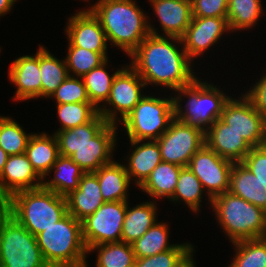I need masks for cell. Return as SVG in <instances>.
Segmentation results:
<instances>
[{"label":"cell","instance_id":"cell-1","mask_svg":"<svg viewBox=\"0 0 266 267\" xmlns=\"http://www.w3.org/2000/svg\"><path fill=\"white\" fill-rule=\"evenodd\" d=\"M172 42L183 45L181 38L149 34L129 55L132 60L129 65L145 86L150 83L175 91L198 78L193 74V62L184 48Z\"/></svg>","mask_w":266,"mask_h":267},{"label":"cell","instance_id":"cell-2","mask_svg":"<svg viewBox=\"0 0 266 267\" xmlns=\"http://www.w3.org/2000/svg\"><path fill=\"white\" fill-rule=\"evenodd\" d=\"M88 9L99 19L107 41L128 56L149 34L160 35L133 0H98Z\"/></svg>","mask_w":266,"mask_h":267},{"label":"cell","instance_id":"cell-3","mask_svg":"<svg viewBox=\"0 0 266 267\" xmlns=\"http://www.w3.org/2000/svg\"><path fill=\"white\" fill-rule=\"evenodd\" d=\"M3 208L35 237L68 214L66 197L43 186L14 193Z\"/></svg>","mask_w":266,"mask_h":267},{"label":"cell","instance_id":"cell-4","mask_svg":"<svg viewBox=\"0 0 266 267\" xmlns=\"http://www.w3.org/2000/svg\"><path fill=\"white\" fill-rule=\"evenodd\" d=\"M49 267H86L88 250L82 237V222L67 214L36 236Z\"/></svg>","mask_w":266,"mask_h":267},{"label":"cell","instance_id":"cell-5","mask_svg":"<svg viewBox=\"0 0 266 267\" xmlns=\"http://www.w3.org/2000/svg\"><path fill=\"white\" fill-rule=\"evenodd\" d=\"M217 220L231 243L265 238L266 211L226 191L212 199Z\"/></svg>","mask_w":266,"mask_h":267},{"label":"cell","instance_id":"cell-6","mask_svg":"<svg viewBox=\"0 0 266 267\" xmlns=\"http://www.w3.org/2000/svg\"><path fill=\"white\" fill-rule=\"evenodd\" d=\"M175 92L178 93V96L173 97L175 118L204 132L221 117L224 106L230 99L223 90L220 91L213 84L202 82L199 78ZM182 95L188 98L185 110L180 104Z\"/></svg>","mask_w":266,"mask_h":267},{"label":"cell","instance_id":"cell-7","mask_svg":"<svg viewBox=\"0 0 266 267\" xmlns=\"http://www.w3.org/2000/svg\"><path fill=\"white\" fill-rule=\"evenodd\" d=\"M0 267H49L36 237L3 207L0 210Z\"/></svg>","mask_w":266,"mask_h":267},{"label":"cell","instance_id":"cell-8","mask_svg":"<svg viewBox=\"0 0 266 267\" xmlns=\"http://www.w3.org/2000/svg\"><path fill=\"white\" fill-rule=\"evenodd\" d=\"M175 118L174 101L171 98H157L146 94L133 110L121 121L129 140H157Z\"/></svg>","mask_w":266,"mask_h":267},{"label":"cell","instance_id":"cell-9","mask_svg":"<svg viewBox=\"0 0 266 267\" xmlns=\"http://www.w3.org/2000/svg\"><path fill=\"white\" fill-rule=\"evenodd\" d=\"M127 203L105 202L82 221V237L87 250L92 246L121 241Z\"/></svg>","mask_w":266,"mask_h":267},{"label":"cell","instance_id":"cell-10","mask_svg":"<svg viewBox=\"0 0 266 267\" xmlns=\"http://www.w3.org/2000/svg\"><path fill=\"white\" fill-rule=\"evenodd\" d=\"M156 141L163 162L187 167L193 155L205 144V132L174 118Z\"/></svg>","mask_w":266,"mask_h":267},{"label":"cell","instance_id":"cell-11","mask_svg":"<svg viewBox=\"0 0 266 267\" xmlns=\"http://www.w3.org/2000/svg\"><path fill=\"white\" fill-rule=\"evenodd\" d=\"M145 83L138 73L129 65L122 67L116 74L110 94L105 102L98 109V113L108 122L117 125V117L120 112L122 121L137 105L140 99L144 96L141 93ZM111 108H106L107 105ZM104 106V107H103ZM113 107V108H112ZM117 115V116H116ZM117 118V119H116Z\"/></svg>","mask_w":266,"mask_h":267},{"label":"cell","instance_id":"cell-12","mask_svg":"<svg viewBox=\"0 0 266 267\" xmlns=\"http://www.w3.org/2000/svg\"><path fill=\"white\" fill-rule=\"evenodd\" d=\"M233 162L222 158L204 144L191 158L187 168L200 180L207 190L208 201L229 191Z\"/></svg>","mask_w":266,"mask_h":267},{"label":"cell","instance_id":"cell-13","mask_svg":"<svg viewBox=\"0 0 266 267\" xmlns=\"http://www.w3.org/2000/svg\"><path fill=\"white\" fill-rule=\"evenodd\" d=\"M240 99L230 97L220 119L241 135L251 147L265 145L266 119L244 93Z\"/></svg>","mask_w":266,"mask_h":267},{"label":"cell","instance_id":"cell-14","mask_svg":"<svg viewBox=\"0 0 266 267\" xmlns=\"http://www.w3.org/2000/svg\"><path fill=\"white\" fill-rule=\"evenodd\" d=\"M117 125L107 123L90 142L80 146L77 151L70 156L84 173L96 172L103 165L113 161L112 152L116 147Z\"/></svg>","mask_w":266,"mask_h":267},{"label":"cell","instance_id":"cell-15","mask_svg":"<svg viewBox=\"0 0 266 267\" xmlns=\"http://www.w3.org/2000/svg\"><path fill=\"white\" fill-rule=\"evenodd\" d=\"M227 18L223 17H192L184 36L182 47L192 60L204 54L208 48L221 39L224 32H229Z\"/></svg>","mask_w":266,"mask_h":267},{"label":"cell","instance_id":"cell-16","mask_svg":"<svg viewBox=\"0 0 266 267\" xmlns=\"http://www.w3.org/2000/svg\"><path fill=\"white\" fill-rule=\"evenodd\" d=\"M68 41L76 47L94 52L107 51V37L99 19L90 9L81 10L68 19Z\"/></svg>","mask_w":266,"mask_h":267},{"label":"cell","instance_id":"cell-17","mask_svg":"<svg viewBox=\"0 0 266 267\" xmlns=\"http://www.w3.org/2000/svg\"><path fill=\"white\" fill-rule=\"evenodd\" d=\"M42 184L43 179L36 173L25 153L8 156L0 176V201L3 203L18 191L36 189L42 187Z\"/></svg>","mask_w":266,"mask_h":267},{"label":"cell","instance_id":"cell-18","mask_svg":"<svg viewBox=\"0 0 266 267\" xmlns=\"http://www.w3.org/2000/svg\"><path fill=\"white\" fill-rule=\"evenodd\" d=\"M205 144L216 154L233 163H240L251 146L220 118L205 132Z\"/></svg>","mask_w":266,"mask_h":267},{"label":"cell","instance_id":"cell-19","mask_svg":"<svg viewBox=\"0 0 266 267\" xmlns=\"http://www.w3.org/2000/svg\"><path fill=\"white\" fill-rule=\"evenodd\" d=\"M8 71L9 80L17 86L14 101L41 97L39 49L34 56L25 55L14 60Z\"/></svg>","mask_w":266,"mask_h":267},{"label":"cell","instance_id":"cell-20","mask_svg":"<svg viewBox=\"0 0 266 267\" xmlns=\"http://www.w3.org/2000/svg\"><path fill=\"white\" fill-rule=\"evenodd\" d=\"M65 197L68 213L80 222L105 203L97 175L94 172L84 173L80 179L79 188L71 191Z\"/></svg>","mask_w":266,"mask_h":267},{"label":"cell","instance_id":"cell-21","mask_svg":"<svg viewBox=\"0 0 266 267\" xmlns=\"http://www.w3.org/2000/svg\"><path fill=\"white\" fill-rule=\"evenodd\" d=\"M167 37L182 38L191 23V0H149Z\"/></svg>","mask_w":266,"mask_h":267},{"label":"cell","instance_id":"cell-22","mask_svg":"<svg viewBox=\"0 0 266 267\" xmlns=\"http://www.w3.org/2000/svg\"><path fill=\"white\" fill-rule=\"evenodd\" d=\"M129 142L135 149L128 157V166L125 164L124 167L130 180L135 179V184L140 187L162 162L160 147L156 140L146 142L129 140Z\"/></svg>","mask_w":266,"mask_h":267},{"label":"cell","instance_id":"cell-23","mask_svg":"<svg viewBox=\"0 0 266 267\" xmlns=\"http://www.w3.org/2000/svg\"><path fill=\"white\" fill-rule=\"evenodd\" d=\"M25 154L36 173L44 180L60 155L55 134L32 133Z\"/></svg>","mask_w":266,"mask_h":267},{"label":"cell","instance_id":"cell-24","mask_svg":"<svg viewBox=\"0 0 266 267\" xmlns=\"http://www.w3.org/2000/svg\"><path fill=\"white\" fill-rule=\"evenodd\" d=\"M229 192L266 211V186L241 162L233 164Z\"/></svg>","mask_w":266,"mask_h":267},{"label":"cell","instance_id":"cell-25","mask_svg":"<svg viewBox=\"0 0 266 267\" xmlns=\"http://www.w3.org/2000/svg\"><path fill=\"white\" fill-rule=\"evenodd\" d=\"M97 175L104 202L128 201L130 178L123 164L112 161L94 172Z\"/></svg>","mask_w":266,"mask_h":267},{"label":"cell","instance_id":"cell-26","mask_svg":"<svg viewBox=\"0 0 266 267\" xmlns=\"http://www.w3.org/2000/svg\"><path fill=\"white\" fill-rule=\"evenodd\" d=\"M157 205L154 201L138 204L129 208L125 214L121 241L132 244L156 223Z\"/></svg>","mask_w":266,"mask_h":267},{"label":"cell","instance_id":"cell-27","mask_svg":"<svg viewBox=\"0 0 266 267\" xmlns=\"http://www.w3.org/2000/svg\"><path fill=\"white\" fill-rule=\"evenodd\" d=\"M108 122L98 113L90 122L71 129L57 131L55 136L58 142L59 154L70 157L77 149L90 142Z\"/></svg>","mask_w":266,"mask_h":267},{"label":"cell","instance_id":"cell-28","mask_svg":"<svg viewBox=\"0 0 266 267\" xmlns=\"http://www.w3.org/2000/svg\"><path fill=\"white\" fill-rule=\"evenodd\" d=\"M183 167L177 164L161 162L140 186L143 192L154 199H170L176 189L179 173Z\"/></svg>","mask_w":266,"mask_h":267},{"label":"cell","instance_id":"cell-29","mask_svg":"<svg viewBox=\"0 0 266 267\" xmlns=\"http://www.w3.org/2000/svg\"><path fill=\"white\" fill-rule=\"evenodd\" d=\"M55 174L50 181H44L42 186L58 195L67 196L71 191L79 188V182L84 174L83 170L70 157L59 155L51 171Z\"/></svg>","mask_w":266,"mask_h":267},{"label":"cell","instance_id":"cell-30","mask_svg":"<svg viewBox=\"0 0 266 267\" xmlns=\"http://www.w3.org/2000/svg\"><path fill=\"white\" fill-rule=\"evenodd\" d=\"M39 68L41 73V97L50 98L69 76L65 59H57L41 46L39 48Z\"/></svg>","mask_w":266,"mask_h":267},{"label":"cell","instance_id":"cell-31","mask_svg":"<svg viewBox=\"0 0 266 267\" xmlns=\"http://www.w3.org/2000/svg\"><path fill=\"white\" fill-rule=\"evenodd\" d=\"M169 227L166 223H156L139 239L132 243L135 258L150 257L172 249L176 244L168 242Z\"/></svg>","mask_w":266,"mask_h":267},{"label":"cell","instance_id":"cell-32","mask_svg":"<svg viewBox=\"0 0 266 267\" xmlns=\"http://www.w3.org/2000/svg\"><path fill=\"white\" fill-rule=\"evenodd\" d=\"M262 12L261 0H228L227 20L230 30L254 27Z\"/></svg>","mask_w":266,"mask_h":267},{"label":"cell","instance_id":"cell-33","mask_svg":"<svg viewBox=\"0 0 266 267\" xmlns=\"http://www.w3.org/2000/svg\"><path fill=\"white\" fill-rule=\"evenodd\" d=\"M98 250L96 267H134L132 244L123 241L92 246L88 253Z\"/></svg>","mask_w":266,"mask_h":267},{"label":"cell","instance_id":"cell-34","mask_svg":"<svg viewBox=\"0 0 266 267\" xmlns=\"http://www.w3.org/2000/svg\"><path fill=\"white\" fill-rule=\"evenodd\" d=\"M107 63L108 59L82 77L90 102L97 109L101 106V102L104 104L108 99L113 80L121 70L119 69L113 75H109L106 71Z\"/></svg>","mask_w":266,"mask_h":267},{"label":"cell","instance_id":"cell-35","mask_svg":"<svg viewBox=\"0 0 266 267\" xmlns=\"http://www.w3.org/2000/svg\"><path fill=\"white\" fill-rule=\"evenodd\" d=\"M203 190L202 184L196 175L187 167H183L179 173L175 192L170 200L172 202L182 200L194 213L197 212L198 214Z\"/></svg>","mask_w":266,"mask_h":267},{"label":"cell","instance_id":"cell-36","mask_svg":"<svg viewBox=\"0 0 266 267\" xmlns=\"http://www.w3.org/2000/svg\"><path fill=\"white\" fill-rule=\"evenodd\" d=\"M68 53L65 58L69 76L83 77L92 69L98 67L106 59L107 52H94L85 48L73 46L68 43ZM73 72L74 75H71Z\"/></svg>","mask_w":266,"mask_h":267},{"label":"cell","instance_id":"cell-37","mask_svg":"<svg viewBox=\"0 0 266 267\" xmlns=\"http://www.w3.org/2000/svg\"><path fill=\"white\" fill-rule=\"evenodd\" d=\"M236 255L228 267H266V238L232 243Z\"/></svg>","mask_w":266,"mask_h":267},{"label":"cell","instance_id":"cell-38","mask_svg":"<svg viewBox=\"0 0 266 267\" xmlns=\"http://www.w3.org/2000/svg\"><path fill=\"white\" fill-rule=\"evenodd\" d=\"M192 244H176L172 249L150 257L136 258L134 267H183L193 256Z\"/></svg>","mask_w":266,"mask_h":267},{"label":"cell","instance_id":"cell-39","mask_svg":"<svg viewBox=\"0 0 266 267\" xmlns=\"http://www.w3.org/2000/svg\"><path fill=\"white\" fill-rule=\"evenodd\" d=\"M31 135L26 134L15 120L0 116V147L9 156L25 153Z\"/></svg>","mask_w":266,"mask_h":267},{"label":"cell","instance_id":"cell-40","mask_svg":"<svg viewBox=\"0 0 266 267\" xmlns=\"http://www.w3.org/2000/svg\"><path fill=\"white\" fill-rule=\"evenodd\" d=\"M56 108L61 123L58 131L84 125L98 114V109L91 102L57 104Z\"/></svg>","mask_w":266,"mask_h":267},{"label":"cell","instance_id":"cell-41","mask_svg":"<svg viewBox=\"0 0 266 267\" xmlns=\"http://www.w3.org/2000/svg\"><path fill=\"white\" fill-rule=\"evenodd\" d=\"M51 97L56 104L90 102L82 77L68 76Z\"/></svg>","mask_w":266,"mask_h":267},{"label":"cell","instance_id":"cell-42","mask_svg":"<svg viewBox=\"0 0 266 267\" xmlns=\"http://www.w3.org/2000/svg\"><path fill=\"white\" fill-rule=\"evenodd\" d=\"M192 17L227 18L228 0H191Z\"/></svg>","mask_w":266,"mask_h":267},{"label":"cell","instance_id":"cell-43","mask_svg":"<svg viewBox=\"0 0 266 267\" xmlns=\"http://www.w3.org/2000/svg\"><path fill=\"white\" fill-rule=\"evenodd\" d=\"M241 163L266 186V145L252 147Z\"/></svg>","mask_w":266,"mask_h":267},{"label":"cell","instance_id":"cell-44","mask_svg":"<svg viewBox=\"0 0 266 267\" xmlns=\"http://www.w3.org/2000/svg\"><path fill=\"white\" fill-rule=\"evenodd\" d=\"M245 95L252 101L255 109L266 119V74Z\"/></svg>","mask_w":266,"mask_h":267},{"label":"cell","instance_id":"cell-45","mask_svg":"<svg viewBox=\"0 0 266 267\" xmlns=\"http://www.w3.org/2000/svg\"><path fill=\"white\" fill-rule=\"evenodd\" d=\"M16 0H0V16L10 12Z\"/></svg>","mask_w":266,"mask_h":267},{"label":"cell","instance_id":"cell-46","mask_svg":"<svg viewBox=\"0 0 266 267\" xmlns=\"http://www.w3.org/2000/svg\"><path fill=\"white\" fill-rule=\"evenodd\" d=\"M8 154L0 147V176L8 159Z\"/></svg>","mask_w":266,"mask_h":267},{"label":"cell","instance_id":"cell-47","mask_svg":"<svg viewBox=\"0 0 266 267\" xmlns=\"http://www.w3.org/2000/svg\"><path fill=\"white\" fill-rule=\"evenodd\" d=\"M194 262L192 257L183 267H196Z\"/></svg>","mask_w":266,"mask_h":267},{"label":"cell","instance_id":"cell-48","mask_svg":"<svg viewBox=\"0 0 266 267\" xmlns=\"http://www.w3.org/2000/svg\"><path fill=\"white\" fill-rule=\"evenodd\" d=\"M3 207V203L0 201V210L2 209Z\"/></svg>","mask_w":266,"mask_h":267}]
</instances>
